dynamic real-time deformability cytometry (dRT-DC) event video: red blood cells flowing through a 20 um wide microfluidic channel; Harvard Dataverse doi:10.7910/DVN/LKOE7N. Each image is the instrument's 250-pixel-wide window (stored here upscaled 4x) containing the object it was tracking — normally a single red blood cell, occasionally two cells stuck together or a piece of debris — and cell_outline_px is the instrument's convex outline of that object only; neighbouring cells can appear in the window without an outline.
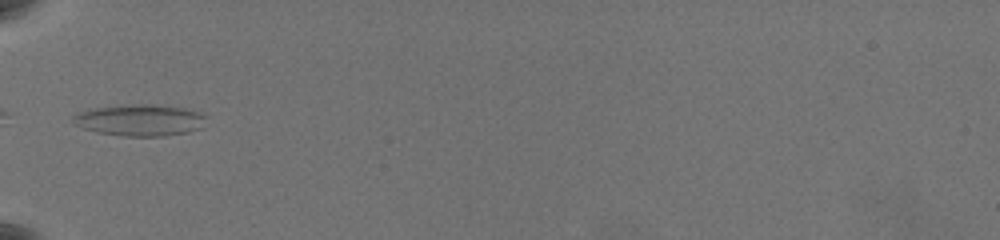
{"species": "common noctule bat (a hibernating species)", "species_latin": "Nyctalus noctula", "temperature_condition": "warm", "stored_images_in_passage": 38, "camera_frame_rate_fps": 3000, "um_per_image_px": 0.085, "animal": {"sex": "female", "body_mass_g": 19.5, "forearm_length_mm": 54.1}, "frame": {"image": 1, "passage_image": 1, "time_ms": 0.0, "image_size_px": [1000, 240], "cell_outline_px": [[208, 116], [200, 128], [188, 132], [164, 136], [124, 136], [96, 132], [72, 124], [72, 116], [80, 112], [96, 108], [140, 104], [152, 104], [184, 108], [204, 112]], "centroid_in_image_um": [11.94, 10.22], "position_along_channel_um": 73.1, "area_um2": 24.45}}
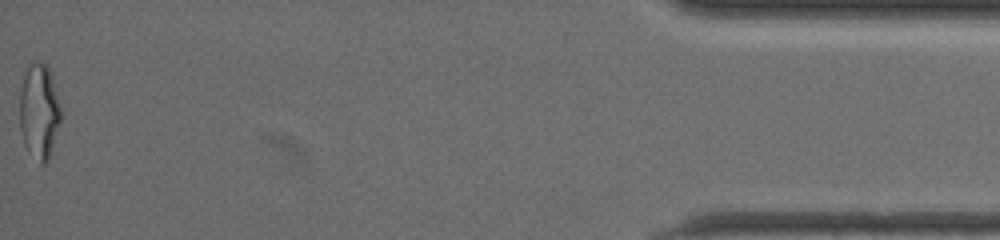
{"frame": {"image": 2, "passage_image": 38, "time_ms": 12.333, "image_size_px": [1000, 240], "cell_outline_px": [[60, 120], [52, 148], [48, 160], [44, 164], [40, 164], [28, 152], [24, 144], [20, 128], [20, 88], [28, 64], [36, 60], [40, 60], [48, 68], [60, 108]], "centroid_in_image_um": [3.29, 9.48], "position_along_channel_um": 431.9, "area_um2": 22.48}, "authors_computed_cell_mechanics": {"area_um2": 20.1144, "velocity_mm_per_s": 3.5649, "shape_relaxation_time_tau1_ms": null, "shape_relaxation_time_tau2_ms": 1.4326, "deformation_change_tau1": null, "deformation_change_tau2": 0.0992}}